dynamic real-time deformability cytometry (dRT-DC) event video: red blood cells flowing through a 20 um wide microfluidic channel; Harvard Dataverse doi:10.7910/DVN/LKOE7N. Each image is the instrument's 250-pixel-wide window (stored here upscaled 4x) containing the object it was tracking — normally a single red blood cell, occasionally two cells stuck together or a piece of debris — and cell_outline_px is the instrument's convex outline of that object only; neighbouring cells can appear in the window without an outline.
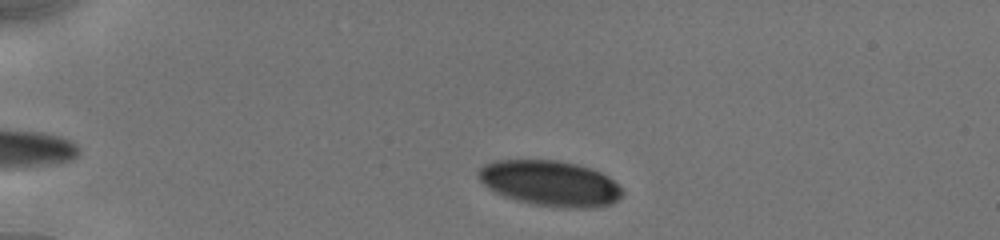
{"species": "human", "species_latin": "Homo sapiens", "temperature_condition": "cold", "stored_images_in_passage": 21, "camera_frame_rate_fps": 3000, "um_per_image_px": 0.085, "donor": {"sex": "male"}, "frame": {"image": 1, "passage_image": 4, "time_ms": 1.0, "image_size_px": [1000, 240], "cell_outline_px": [[624, 192], [612, 204], [596, 208], [568, 208], [532, 204], [516, 200], [504, 196], [488, 188], [480, 180], [476, 172], [484, 164], [496, 160], [556, 160], [576, 164], [600, 172], [608, 176]], "centroid_in_image_um": [46.74, 15.59], "position_along_channel_um": 38.3, "area_um2": 38.09}}
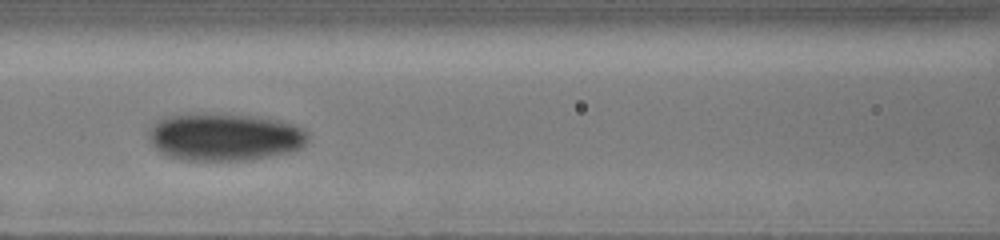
{"frame": {"image": 2, "passage_image": 15, "time_ms": 5.333, "image_size_px": [1000, 240], "cell_outline_px": [[308, 140], [300, 148], [288, 152], [252, 160], [180, 160], [168, 156], [160, 152], [152, 144], [148, 136], [148, 132], [152, 124], [160, 116], [188, 112], [204, 112], [256, 116], [280, 120], [292, 124], [308, 132]], "centroid_in_image_um": [19.02, 11.61], "position_along_channel_um": 147.6, "area_um2": 45.03}}
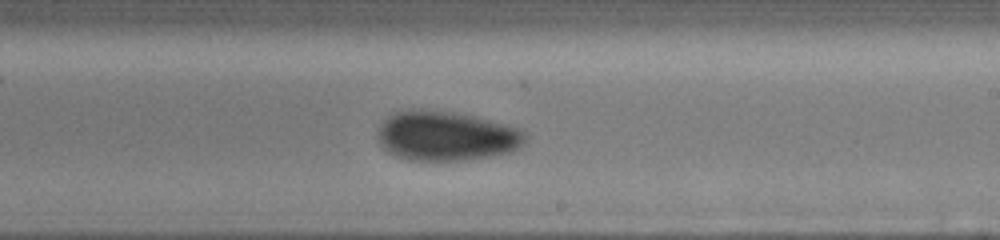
{"frame": {"image": 3, "passage_image": 21, "time_ms": 8.0, "image_size_px": [1000, 240], "cell_outline_px": [[528, 136], [524, 144], [520, 148], [512, 152], [464, 160], [408, 160], [396, 156], [388, 152], [376, 140], [376, 132], [380, 124], [388, 116], [396, 112], [412, 108], [420, 108], [452, 112], [476, 116], [520, 128], [528, 132]], "centroid_in_image_um": [37.93, 11.54], "position_along_channel_um": 251.1, "area_um2": 43.35}}